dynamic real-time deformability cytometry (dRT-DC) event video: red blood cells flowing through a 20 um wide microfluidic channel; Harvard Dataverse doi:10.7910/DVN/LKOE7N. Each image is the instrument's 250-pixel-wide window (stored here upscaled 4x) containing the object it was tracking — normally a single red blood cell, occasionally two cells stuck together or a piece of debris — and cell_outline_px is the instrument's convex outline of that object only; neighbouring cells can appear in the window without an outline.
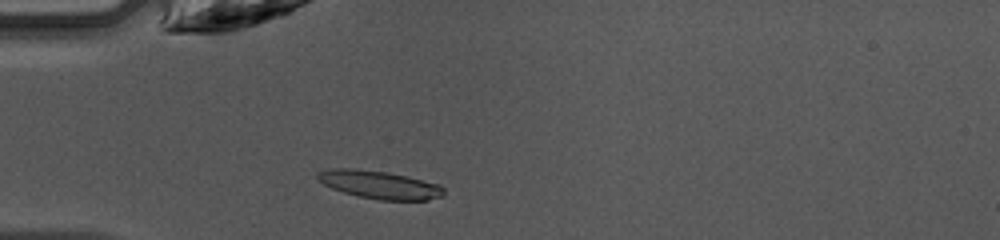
{"species": "common noctule bat (a hibernating species)", "species_latin": "Nyctalus noctula", "temperature_condition": "warm", "stored_images_in_passage": 37, "camera_frame_rate_fps": 3000, "um_per_image_px": 0.085, "animal": {"sex": "female", "body_mass_g": 10.0, "forearm_length_mm": 53.1}, "frame": {"image": 1, "passage_image": 4, "time_ms": 1.0, "image_size_px": [1000, 240], "cell_outline_px": [[444, 196], [428, 200], [380, 200], [356, 196], [332, 188], [324, 184], [316, 176], [316, 172], [332, 168], [352, 168], [388, 172], [408, 176], [440, 184], [444, 188]], "centroid_in_image_um": [32.29, 15.7], "position_along_channel_um": 52.7, "area_um2": 20.75}}
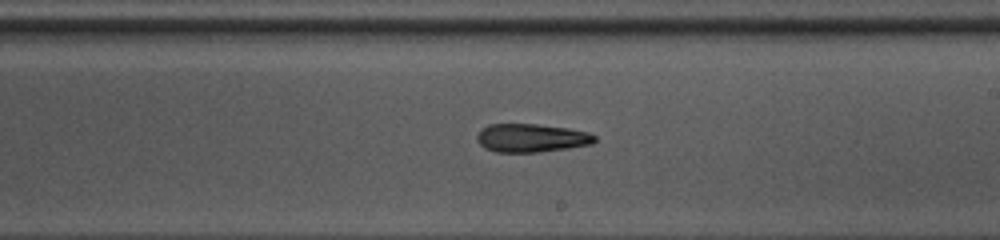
{"frame": {"image": 2, "passage_image": 18, "time_ms": 5.667, "image_size_px": [1000, 240], "cell_outline_px": [[596, 140], [592, 144], [568, 148], [540, 152], [496, 152], [484, 148], [476, 140], [476, 136], [480, 128], [488, 124], [536, 124], [568, 128], [588, 132], [596, 136]], "centroid_in_image_um": [45.13, 11.72], "position_along_channel_um": 243.9, "area_um2": 19.65}}
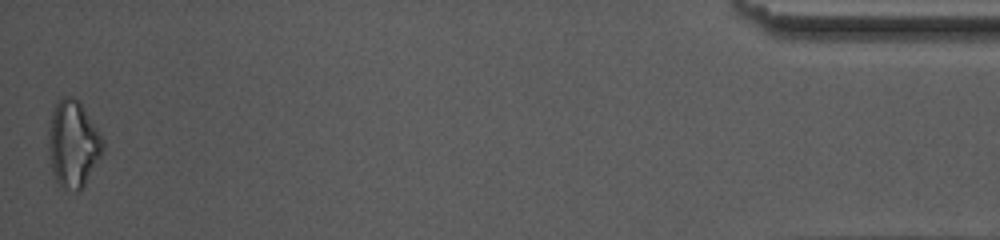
{"frame": {"image": 3, "passage_image": 37, "time_ms": 12.0, "image_size_px": [1000, 240], "cell_outline_px": [[104, 148], [100, 156], [80, 192], [76, 192], [64, 188], [56, 180], [52, 172], [48, 152], [48, 128], [52, 112], [56, 104], [64, 96], [72, 96], [80, 100], [104, 140]], "centroid_in_image_um": [6.2, 12.22], "position_along_channel_um": 429.0, "area_um2": 27.57}, "authors_computed_cell_mechanics": {"area_um2": 19.9988, "velocity_mm_per_s": 4.2743, "shape_relaxation_time_tau1_ms": 6.9559, "shape_relaxation_time_tau2_ms": 3.0966, "deformation_change_tau1": 0.1662, "deformation_change_tau2": 0.1408}}